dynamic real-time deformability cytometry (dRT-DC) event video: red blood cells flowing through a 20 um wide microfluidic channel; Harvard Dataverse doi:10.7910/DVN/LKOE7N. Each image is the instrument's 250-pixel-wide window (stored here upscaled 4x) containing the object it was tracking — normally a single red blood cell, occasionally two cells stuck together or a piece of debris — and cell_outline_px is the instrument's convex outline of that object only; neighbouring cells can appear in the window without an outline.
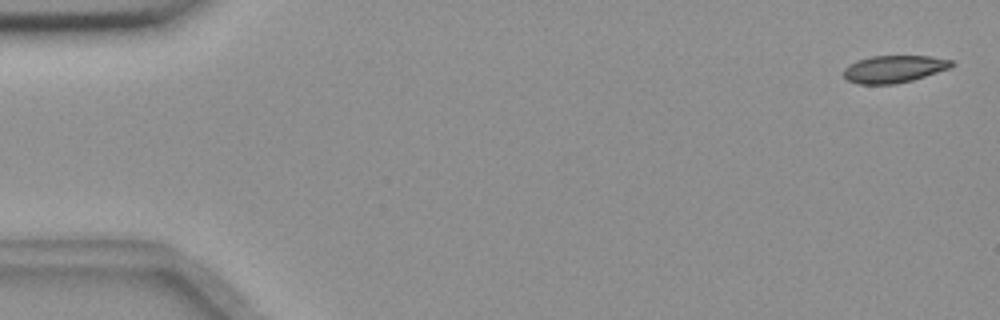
{"species": "common noctule bat (a hibernating species)", "species_latin": "Nyctalus noctula", "temperature_condition": "room temperature", "stored_images_in_passage": 56, "camera_frame_rate_fps": 3000, "um_per_image_px": 0.085, "animal": {"sex": "female", "body_mass_g": 18.4}, "frame": {"image": 1, "passage_image": 2, "time_ms": 0.333, "image_size_px": [1000, 320], "cell_outline_px": [[956, 64], [948, 68], [912, 80], [896, 84], [856, 84], [848, 80], [844, 76], [844, 68], [856, 60], [872, 56], [932, 56], [952, 60]], "centroid_in_image_um": [75.97, 5.86], "position_along_channel_um": 9.0, "area_um2": 17.11}}
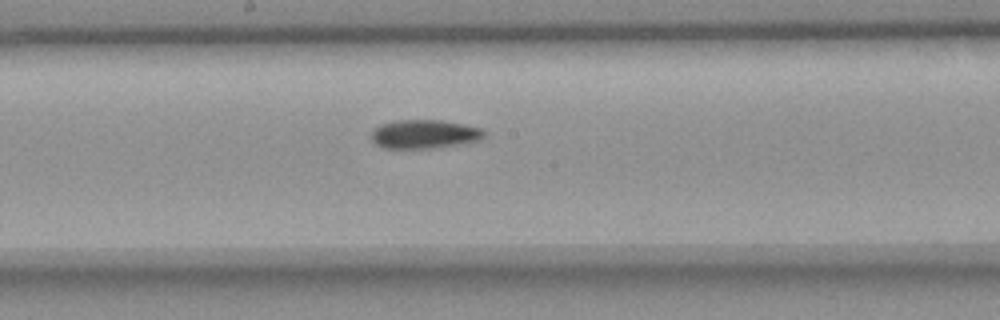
{"frame": {"image": 2, "passage_image": 30, "time_ms": 9.667, "image_size_px": [1000, 320], "cell_outline_px": [[484, 136], [480, 140], [440, 148], [384, 148], [376, 144], [372, 140], [372, 132], [380, 124], [400, 120], [440, 120], [464, 124], [480, 128], [484, 132]], "centroid_in_image_um": [36.08, 11.41], "position_along_channel_um": 212.1, "area_um2": 18.84}}
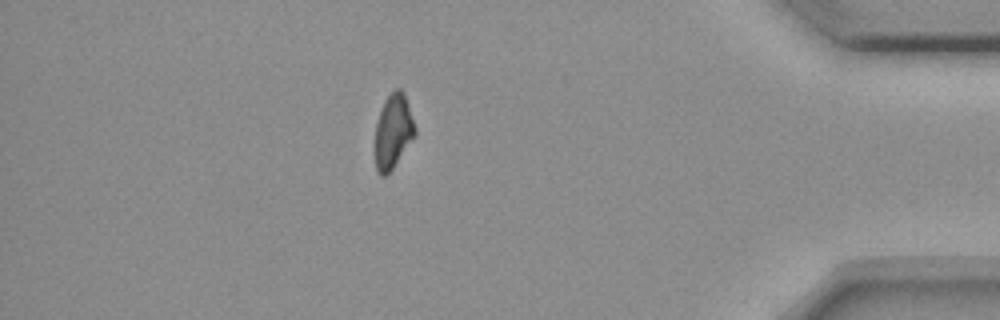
{"frame": {"image": 3, "passage_image": 49, "time_ms": 16.0, "image_size_px": [1000, 320], "cell_outline_px": [[416, 132], [392, 168], [384, 176], [380, 176], [376, 168], [376, 124], [384, 100], [396, 88], [400, 88], [404, 92], [416, 128]], "centroid_in_image_um": [33.42, 11.12], "position_along_channel_um": 401.8, "area_um2": 16.7}}